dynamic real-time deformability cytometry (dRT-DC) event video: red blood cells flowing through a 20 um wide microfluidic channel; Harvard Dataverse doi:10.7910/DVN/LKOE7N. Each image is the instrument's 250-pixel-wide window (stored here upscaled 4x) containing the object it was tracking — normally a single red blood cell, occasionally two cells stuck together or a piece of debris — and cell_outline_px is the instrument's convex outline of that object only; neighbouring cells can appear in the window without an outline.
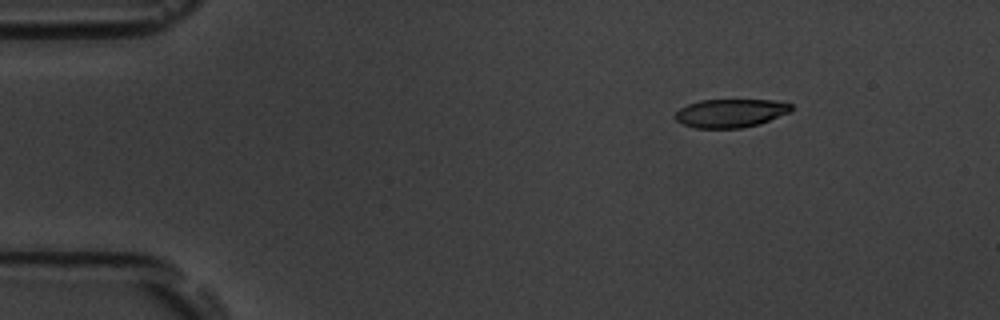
{"species": "common noctule bat (a hibernating species)", "species_latin": "Nyctalus noctula", "temperature_condition": "room temperature", "stored_images_in_passage": 48, "camera_frame_rate_fps": 3000, "um_per_image_px": 0.085, "animal": {"sex": "male", "body_mass_g": 19.5, "forearm_length_mm": 54.6}, "frame": {"image": 1, "passage_image": 1, "time_ms": 0.0, "image_size_px": [1000, 320], "cell_outline_px": [[792, 112], [760, 124], [740, 128], [696, 128], [684, 124], [676, 120], [672, 116], [680, 108], [688, 104], [700, 100], [772, 100], [792, 104]], "centroid_in_image_um": [62.11, 9.62], "position_along_channel_um": 22.9, "area_um2": 19.36}}
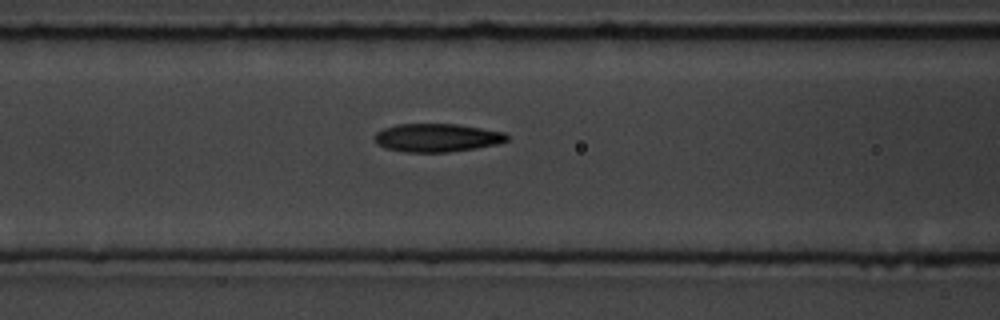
{"frame": {"image": 2, "passage_image": 16, "time_ms": 5.0, "image_size_px": [1000, 320], "cell_outline_px": [[508, 140], [496, 144], [476, 148], [448, 152], [404, 152], [384, 148], [376, 144], [372, 136], [376, 132], [384, 128], [396, 124], [456, 124], [504, 132], [508, 136]], "centroid_in_image_um": [37.07, 11.71], "position_along_channel_um": 129.5, "area_um2": 21.91}}
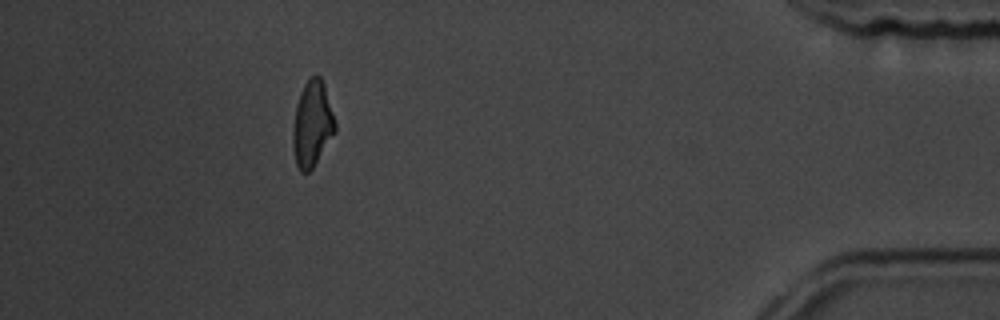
{"frame": {"image": 3, "passage_image": 43, "time_ms": 14.0, "image_size_px": [1000, 320], "cell_outline_px": [[336, 132], [312, 168], [308, 172], [300, 172], [296, 164], [292, 148], [292, 128], [296, 104], [300, 92], [304, 84], [312, 76], [320, 76], [324, 84], [336, 124]], "centroid_in_image_um": [26.52, 10.56], "position_along_channel_um": 408.7, "area_um2": 21.15}, "authors_computed_cell_mechanics": {"area_um2": 21.2993, "velocity_mm_per_s": 3.7125, "shape_relaxation_time_tau1_ms": 6.0104, "shape_relaxation_time_tau2_ms": 3.2404, "deformation_change_tau1": 0.1641, "deformation_change_tau2": 0.0997}}